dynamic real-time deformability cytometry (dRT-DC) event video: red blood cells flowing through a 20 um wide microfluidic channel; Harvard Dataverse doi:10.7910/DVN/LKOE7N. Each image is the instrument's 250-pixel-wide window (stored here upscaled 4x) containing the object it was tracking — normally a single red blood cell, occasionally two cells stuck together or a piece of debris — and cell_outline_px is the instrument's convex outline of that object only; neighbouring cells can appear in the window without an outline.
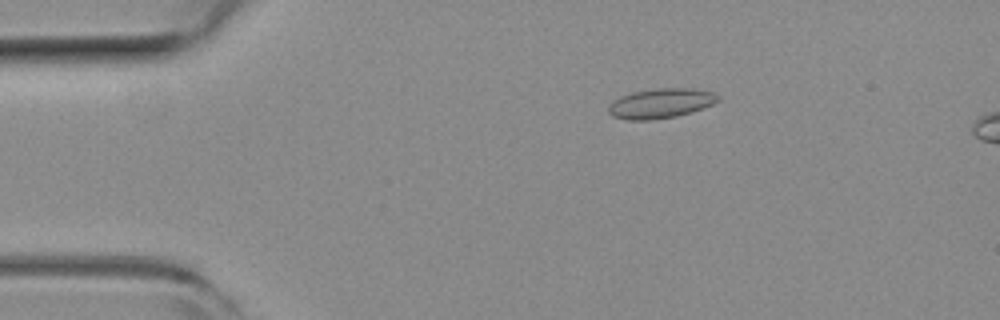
{"species": "common noctule bat (a hibernating species)", "species_latin": "Nyctalus noctula", "temperature_condition": "room temperature", "stored_images_in_passage": 11, "camera_frame_rate_fps": 3000, "um_per_image_px": 0.085, "animal": {"sex": "female", "body_mass_g": 19.3, "forearm_length_mm": 54.1}, "frame": {"image": 1, "passage_image": 7, "time_ms": 2.0, "image_size_px": [1000, 320], "cell_outline_px": [[720, 100], [712, 104], [676, 116], [652, 120], [628, 120], [612, 116], [608, 112], [608, 104], [620, 96], [632, 92], [656, 88], [692, 88], [712, 92], [720, 96]], "centroid_in_image_um": [56.12, 8.78], "position_along_channel_um": 28.9, "area_um2": 18.96}}